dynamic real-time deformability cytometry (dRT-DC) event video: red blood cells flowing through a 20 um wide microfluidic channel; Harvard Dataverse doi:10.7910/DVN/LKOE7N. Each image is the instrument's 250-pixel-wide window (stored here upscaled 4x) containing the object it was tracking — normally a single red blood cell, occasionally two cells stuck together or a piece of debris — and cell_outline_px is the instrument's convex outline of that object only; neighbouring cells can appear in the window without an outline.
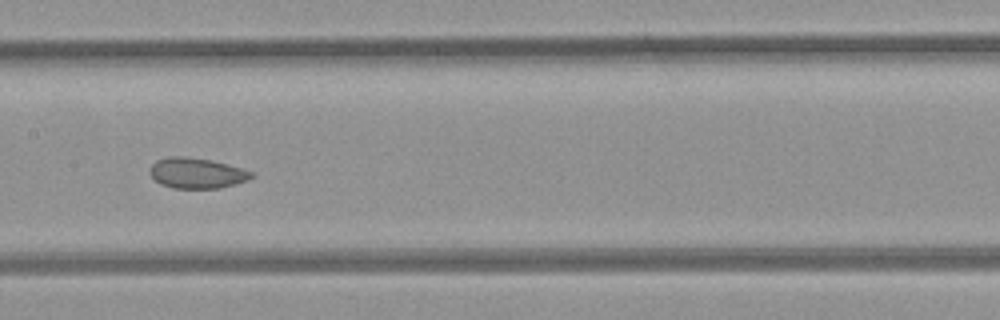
{"species": "common noctule bat (a hibernating species)", "species_latin": "Nyctalus noctula", "temperature_condition": "room temperature", "stored_images_in_passage": 9, "segment_of_instrument_passage": [1, 2], "camera_frame_rate_fps": 3000, "um_per_image_px": 0.085, "animal": {"sex": "female", "body_mass_g": 21.9}, "frame": {"image": 1, "passage_image": 6, "time_ms": 1.667, "image_size_px": [1000, 320], "cell_outline_px": [[256, 176], [248, 180], [236, 184], [220, 188], [172, 188], [160, 184], [148, 172], [148, 168], [156, 160], [168, 156], [184, 156], [212, 160], [244, 168], [252, 172]], "centroid_in_image_um": [16.73, 14.7], "position_along_channel_um": 190.7, "area_um2": 18.38}}
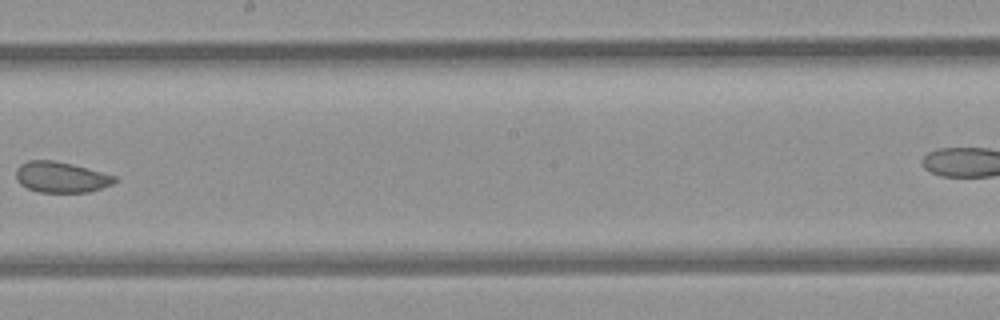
{"frame": {"image": 2, "passage_image": 7, "time_ms": 2.0, "image_size_px": [1000, 320], "cell_outline_px": [[120, 180], [112, 184], [88, 192], [40, 192], [28, 188], [20, 184], [16, 176], [16, 168], [20, 164], [28, 160], [52, 160], [72, 164], [116, 176]], "centroid_in_image_um": [5.19, 15.05], "position_along_channel_um": 243.0, "area_um2": 17.63}}
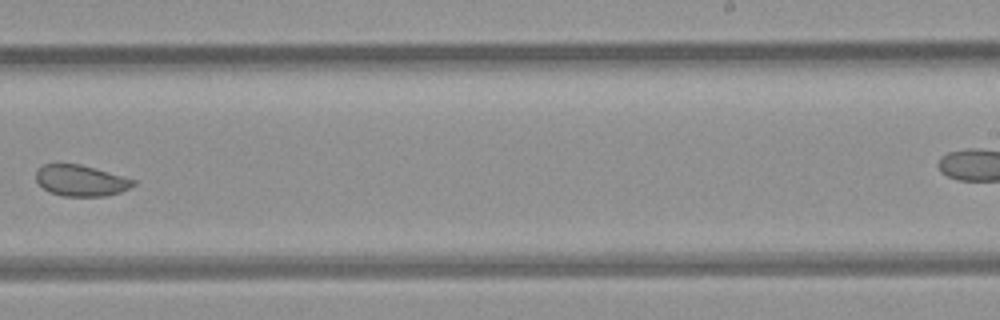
{"frame": {"image": 3, "passage_image": 8, "time_ms": 2.333, "image_size_px": [1000, 320], "cell_outline_px": [[136, 184], [120, 192], [104, 196], [64, 196], [48, 192], [36, 180], [36, 172], [44, 164], [80, 164], [124, 176], [136, 180]], "centroid_in_image_um": [6.89, 15.35], "position_along_channel_um": 282.1, "area_um2": 17.51}}